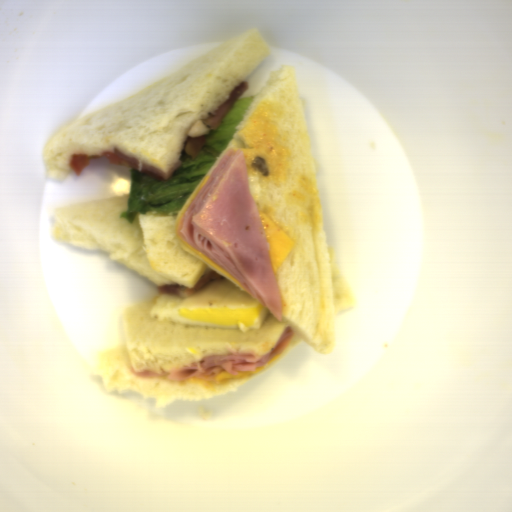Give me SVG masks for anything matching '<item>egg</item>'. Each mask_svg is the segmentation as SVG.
I'll use <instances>...</instances> for the list:
<instances>
[{"label": "egg", "instance_id": "obj_1", "mask_svg": "<svg viewBox=\"0 0 512 512\" xmlns=\"http://www.w3.org/2000/svg\"><path fill=\"white\" fill-rule=\"evenodd\" d=\"M269 310L247 291L229 280H213L188 298L163 293L150 309L149 318L170 320L192 327L259 330Z\"/></svg>", "mask_w": 512, "mask_h": 512}]
</instances>
